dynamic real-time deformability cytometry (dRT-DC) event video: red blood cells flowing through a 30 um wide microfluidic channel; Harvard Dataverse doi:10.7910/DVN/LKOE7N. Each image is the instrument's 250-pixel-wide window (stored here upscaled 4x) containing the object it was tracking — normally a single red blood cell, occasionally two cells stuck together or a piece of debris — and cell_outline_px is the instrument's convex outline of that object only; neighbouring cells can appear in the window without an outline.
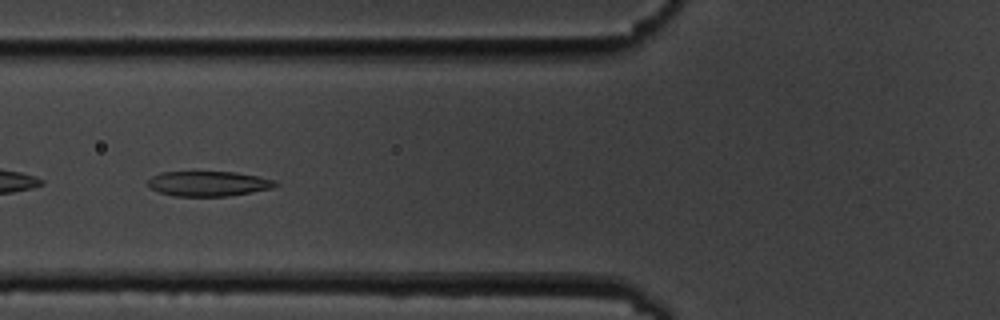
{"species": "common noctule bat (a hibernating species)", "species_latin": "Nyctalus noctula", "temperature_condition": "cold", "stored_images_in_passage": 10, "camera_frame_rate_fps": 3000, "um_per_image_px": 0.085, "animal": {"sex": "male", "body_mass_g": 19.5, "forearm_length_mm": 54.6}, "frame": {"image": 1, "passage_image": 6, "time_ms": 6.667, "image_size_px": [1000, 320], "cell_outline_px": [[280, 184], [272, 188], [228, 196], [172, 196], [160, 192], [152, 188], [148, 184], [148, 180], [152, 176], [160, 172], [236, 172], [260, 176], [276, 180]], "centroid_in_image_um": [17.75, 15.6], "position_along_channel_um": 108.0, "area_um2": 18.61}}
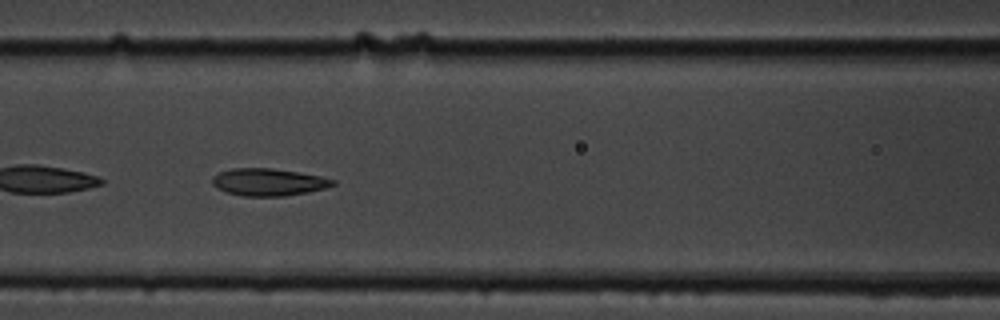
{"frame": {"image": 2, "passage_image": 7, "time_ms": 7.667, "image_size_px": [1000, 320], "cell_outline_px": [[336, 184], [324, 188], [308, 192], [284, 196], [244, 196], [228, 192], [216, 188], [212, 184], [212, 176], [220, 172], [232, 168], [272, 168], [300, 172], [320, 176], [336, 180]], "centroid_in_image_um": [22.82, 15.47], "position_along_channel_um": 143.8, "area_um2": 19.19}}
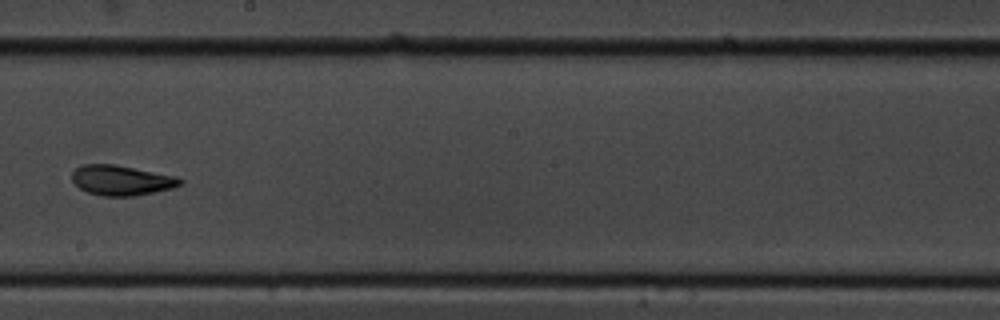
{"frame": {"image": 3, "passage_image": 9, "time_ms": 10.333, "image_size_px": [1000, 320], "cell_outline_px": [[184, 184], [172, 188], [156, 192], [132, 196], [100, 196], [88, 192], [80, 188], [72, 180], [72, 172], [76, 168], [84, 164], [116, 164], [176, 176], [184, 180]], "centroid_in_image_um": [10.35, 15.32], "position_along_channel_um": 237.8, "area_um2": 19.07}}